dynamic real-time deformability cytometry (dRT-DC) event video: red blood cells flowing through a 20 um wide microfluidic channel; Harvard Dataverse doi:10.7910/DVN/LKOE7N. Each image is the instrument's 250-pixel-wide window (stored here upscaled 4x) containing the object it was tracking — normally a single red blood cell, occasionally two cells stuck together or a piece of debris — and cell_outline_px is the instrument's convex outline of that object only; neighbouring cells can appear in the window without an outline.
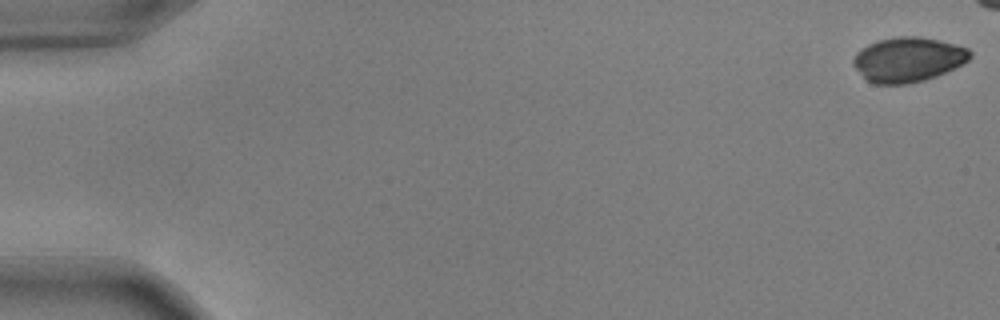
{"species": "common noctule bat (a hibernating species)", "species_latin": "Nyctalus noctula", "temperature_condition": "warm", "stored_images_in_passage": 5, "camera_frame_rate_fps": 3000, "um_per_image_px": 0.085, "animal": {"sex": "male", "body_mass_g": 17.9, "forearm_length_mm": 54.2}, "frame": {"image": 1, "passage_image": 1, "time_ms": 0.0, "image_size_px": [1000, 320], "cell_outline_px": [[972, 56], [964, 64], [936, 76], [924, 80], [908, 84], [872, 84], [852, 64], [852, 60], [856, 52], [860, 48], [868, 44], [880, 40], [900, 36], [916, 36], [936, 40], [968, 48], [972, 52]], "centroid_in_image_um": [77.18, 5.07], "position_along_channel_um": 7.8, "area_um2": 30.29}}